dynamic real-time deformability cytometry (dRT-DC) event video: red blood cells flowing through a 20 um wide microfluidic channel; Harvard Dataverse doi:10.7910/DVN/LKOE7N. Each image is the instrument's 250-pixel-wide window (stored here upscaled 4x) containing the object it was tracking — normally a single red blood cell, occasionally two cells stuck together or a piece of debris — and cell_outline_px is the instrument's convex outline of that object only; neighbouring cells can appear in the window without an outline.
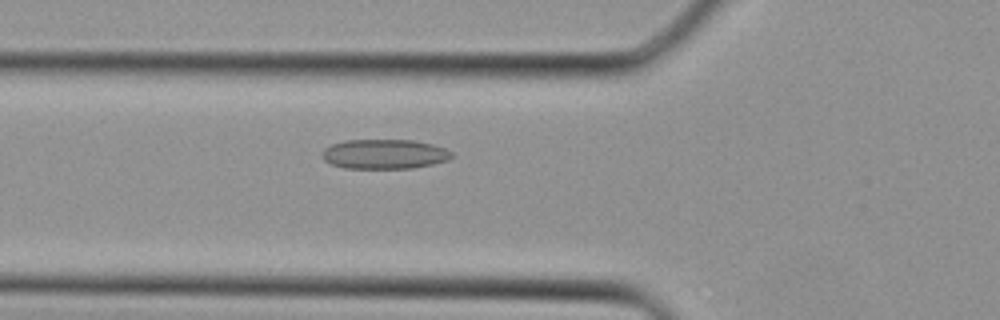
{"species": "Egyptian fruit bat (a non-hibernating species)", "species_latin": "Rousettus aegyptiacus", "temperature_condition": "cold", "stored_images_in_passage": 31, "camera_frame_rate_fps": 3000, "um_per_image_px": 0.085, "animal": {"sex": "female"}, "frame": {"image": 1, "passage_image": 9, "time_ms": 2.667, "image_size_px": [1000, 320], "cell_outline_px": [[456, 156], [448, 160], [432, 164], [412, 168], [344, 168], [332, 164], [324, 160], [320, 152], [324, 148], [332, 144], [344, 140], [416, 140], [432, 144], [444, 148], [452, 152]], "centroid_in_image_um": [32.68, 13.09], "position_along_channel_um": 93.1, "area_um2": 22.54}}
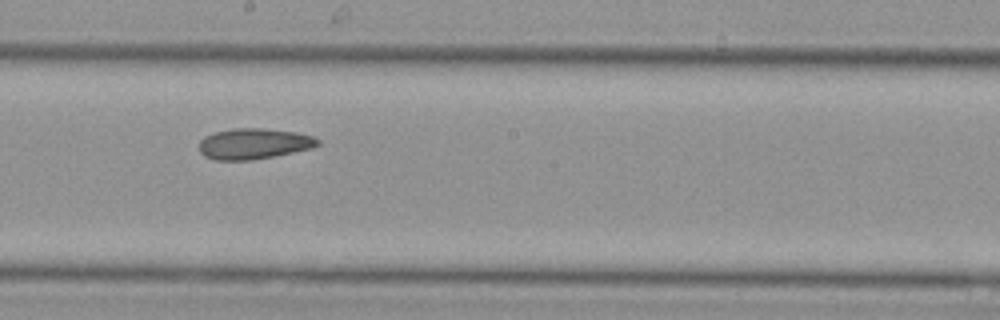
{"frame": {"image": 2, "passage_image": 16, "time_ms": 5.0, "image_size_px": [1000, 320], "cell_outline_px": [[320, 144], [312, 148], [252, 160], [216, 160], [204, 156], [200, 152], [200, 140], [204, 136], [216, 132], [232, 128], [260, 128], [296, 132], [312, 136], [320, 140]], "centroid_in_image_um": [21.56, 12.21], "position_along_channel_um": 226.6, "area_um2": 21.15}}
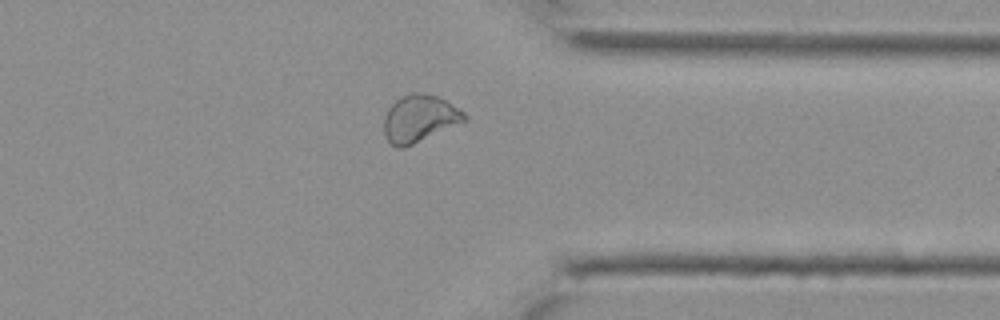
{"frame": {"image": 3, "passage_image": 24, "time_ms": 7.667, "image_size_px": [1000, 320], "cell_outline_px": [[468, 120], [412, 144], [400, 148], [396, 148], [384, 136], [384, 116], [388, 108], [400, 96], [412, 92], [424, 92], [436, 96], [444, 100], [464, 112], [468, 116]], "centroid_in_image_um": [35.64, 10.06], "position_along_channel_um": 375.8, "area_um2": 22.02}}